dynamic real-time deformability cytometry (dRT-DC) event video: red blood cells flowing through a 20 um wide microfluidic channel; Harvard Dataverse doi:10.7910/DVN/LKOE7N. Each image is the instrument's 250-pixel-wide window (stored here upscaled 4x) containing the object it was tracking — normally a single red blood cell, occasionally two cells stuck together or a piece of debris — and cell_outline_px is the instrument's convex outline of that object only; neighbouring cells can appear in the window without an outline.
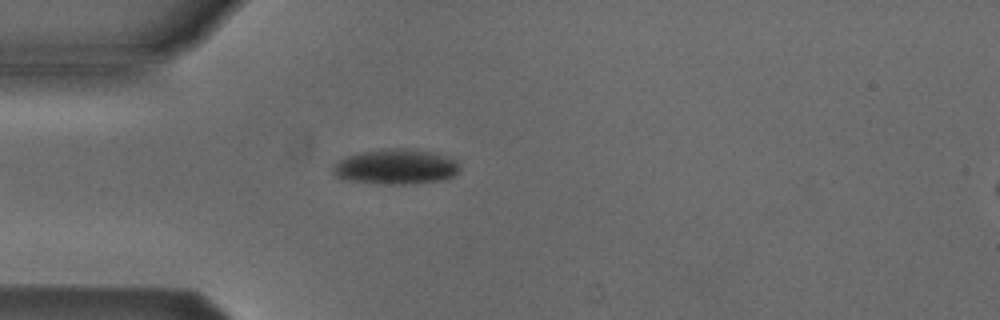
{"species": "Egyptian fruit bat (a non-hibernating species)", "species_latin": "Rousettus aegyptiacus", "temperature_condition": "cold", "stored_images_in_passage": 34, "camera_frame_rate_fps": 3000, "um_per_image_px": 0.085, "animal": {"sex": "male"}, "frame": {"image": 1, "passage_image": 1, "time_ms": 0.0, "image_size_px": [1000, 320], "cell_outline_px": [[460, 168], [452, 176], [444, 180], [412, 184], [380, 184], [340, 180], [332, 172], [332, 164], [348, 156], [364, 152], [384, 148], [416, 148], [432, 152], [456, 160]], "centroid_in_image_um": [33.61, 14.18], "position_along_channel_um": 51.4, "area_um2": 26.3}}
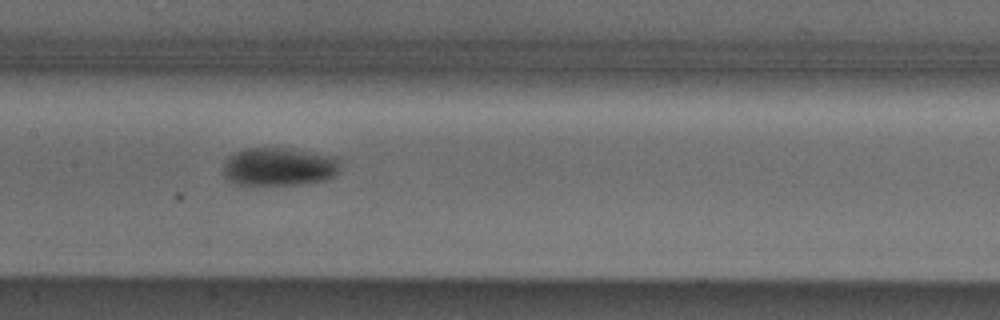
{"frame": {"image": 2, "passage_image": 12, "time_ms": 3.667, "image_size_px": [1000, 320], "cell_outline_px": [[340, 172], [336, 176], [324, 180], [300, 184], [244, 188], [228, 180], [224, 176], [224, 164], [228, 156], [244, 148], [284, 148], [336, 156], [340, 160]], "centroid_in_image_um": [23.7, 14.22], "position_along_channel_um": 183.7, "area_um2": 27.05}}
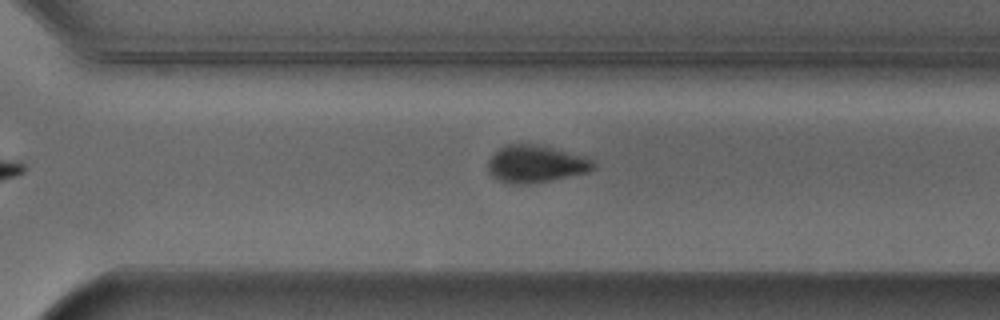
{"frame": {"image": 3, "passage_image": 23, "time_ms": 7.333, "image_size_px": [1000, 320], "cell_outline_px": [[596, 168], [588, 172], [552, 180], [528, 184], [508, 184], [496, 180], [488, 172], [488, 160], [500, 148], [508, 144], [536, 144], [592, 160], [596, 164]], "centroid_in_image_um": [45.48, 13.97], "position_along_channel_um": 325.1, "area_um2": 22.6}, "authors_computed_cell_mechanics": {"area_um2": 24.9118, "velocity_mm_per_s": 3.8658, "shape_relaxation_time_tau1_ms": 2.3423, "shape_relaxation_time_tau2_ms": null, "deformation_change_tau1": 0.1, "deformation_change_tau2": null}}